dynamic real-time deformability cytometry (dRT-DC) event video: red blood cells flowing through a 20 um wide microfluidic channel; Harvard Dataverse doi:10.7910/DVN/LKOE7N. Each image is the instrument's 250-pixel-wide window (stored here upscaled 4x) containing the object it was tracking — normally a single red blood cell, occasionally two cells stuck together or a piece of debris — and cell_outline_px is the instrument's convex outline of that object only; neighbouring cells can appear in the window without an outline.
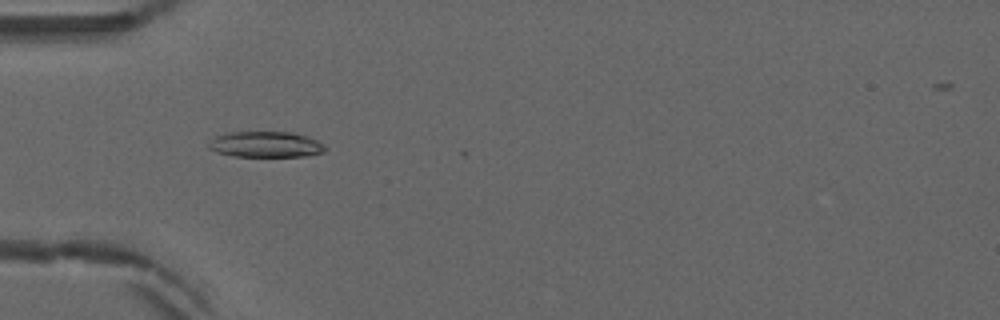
{"species": "common noctule bat (a hibernating species)", "species_latin": "Nyctalus noctula", "temperature_condition": "warm", "stored_images_in_passage": 47, "camera_frame_rate_fps": 3000, "um_per_image_px": 0.085, "animal": {"sex": "male", "forearm_length_mm": 52.5}, "frame": {"image": 1, "passage_image": 17, "time_ms": 5.333, "image_size_px": [1000, 320], "cell_outline_px": [[328, 148], [324, 152], [304, 156], [236, 156], [216, 152], [208, 148], [208, 144], [216, 136], [232, 132], [292, 132], [308, 136], [324, 144]], "centroid_in_image_um": [22.63, 12.27], "position_along_channel_um": 62.4, "area_um2": 17.46}}
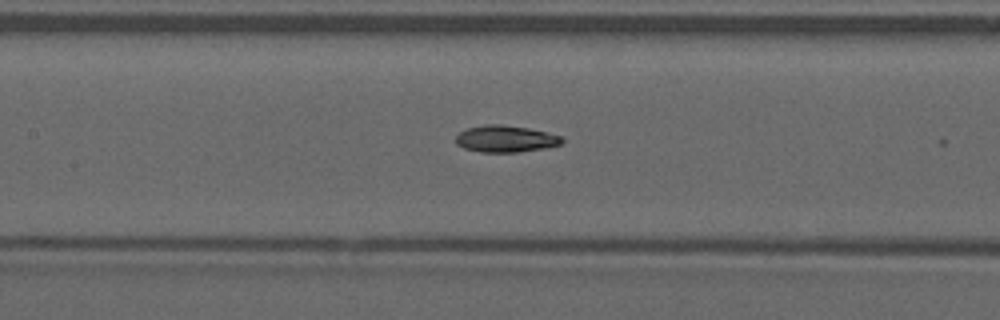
{"frame": {"image": 2, "passage_image": 25, "time_ms": 8.0, "image_size_px": [1000, 320], "cell_outline_px": [[564, 140], [560, 144], [544, 148], [516, 152], [480, 152], [464, 148], [456, 144], [456, 136], [460, 132], [468, 128], [484, 124], [500, 124], [528, 128], [560, 136]], "centroid_in_image_um": [42.93, 11.8], "position_along_channel_um": 164.5, "area_um2": 16.36}}
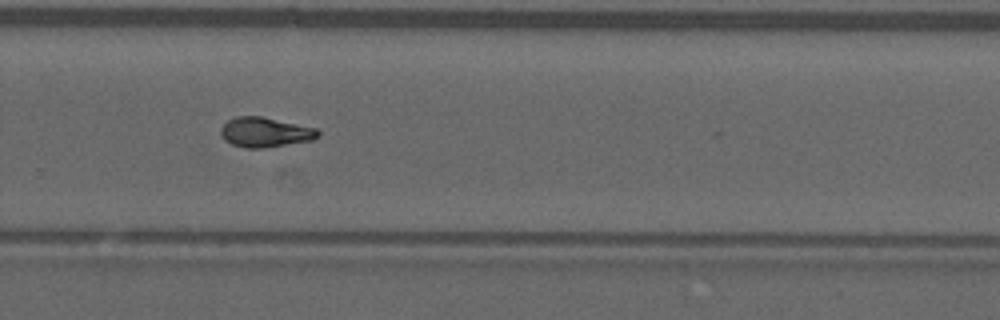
{"frame": {"image": 3, "passage_image": 36, "time_ms": 11.667, "image_size_px": [1000, 320], "cell_outline_px": [[320, 136], [312, 140], [264, 148], [244, 148], [232, 144], [224, 140], [220, 136], [220, 128], [228, 120], [236, 116], [260, 116], [316, 128], [320, 132]], "centroid_in_image_um": [22.51, 11.24], "position_along_channel_um": 307.3, "area_um2": 16.94}, "authors_computed_cell_mechanics": {"area_um2": 16.762, "velocity_mm_per_s": 3.9144, "shape_relaxation_time_tau1_ms": 9.5799, "shape_relaxation_time_tau2_ms": 10.3825, "deformation_change_tau1": 0.2207, "deformation_change_tau2": 0.1953}}